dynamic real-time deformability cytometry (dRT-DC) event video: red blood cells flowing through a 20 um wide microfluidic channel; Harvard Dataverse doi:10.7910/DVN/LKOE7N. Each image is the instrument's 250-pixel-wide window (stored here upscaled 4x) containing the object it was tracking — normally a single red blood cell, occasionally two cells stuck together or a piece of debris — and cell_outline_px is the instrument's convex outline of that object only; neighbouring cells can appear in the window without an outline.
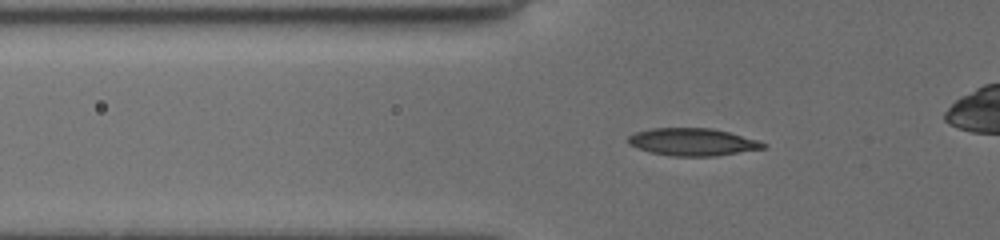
{"species": "common noctule bat (a hibernating species)", "species_latin": "Nyctalus noctula", "temperature_condition": "cold", "stored_images_in_passage": 83, "camera_frame_rate_fps": 3000, "um_per_image_px": 0.085, "animal": {"sex": "female", "body_mass_g": 19.5, "forearm_length_mm": 54.1}, "frame": {"image": 1, "passage_image": 2, "time_ms": 0.333, "image_size_px": [1000, 240], "cell_outline_px": [[764, 148], [712, 156], [668, 156], [652, 152], [628, 144], [628, 136], [636, 132], [652, 128], [712, 128], [728, 132], [756, 140], [764, 144]], "centroid_in_image_um": [58.81, 12.06], "position_along_channel_um": 67.0, "area_um2": 21.15}}
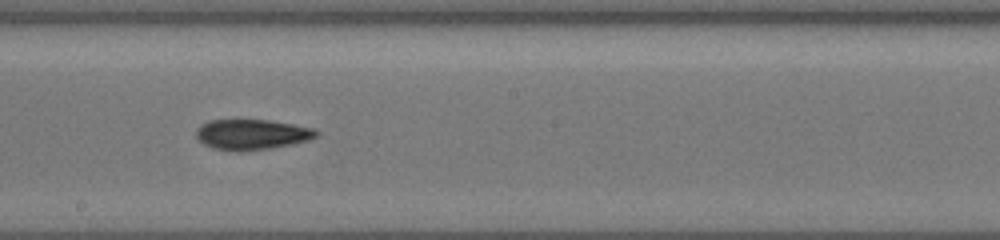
{"frame": {"image": 2, "passage_image": 34, "time_ms": 4.667, "image_size_px": [1000, 240], "cell_outline_px": [[320, 132], [316, 136], [308, 140], [292, 144], [268, 148], [240, 152], [236, 152], [212, 148], [204, 144], [196, 136], [196, 128], [200, 124], [212, 120], [268, 120], [316, 128]], "centroid_in_image_um": [21.4, 11.43], "position_along_channel_um": 226.8, "area_um2": 21.33}}
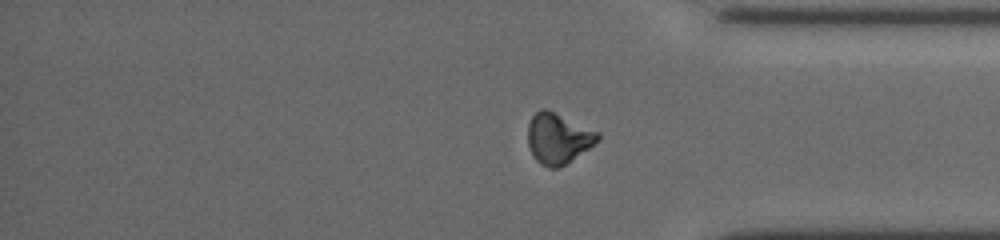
{"frame": {"image": 3, "passage_image": 59, "time_ms": 9.0, "image_size_px": [1000, 240], "cell_outline_px": [[600, 136], [588, 148], [564, 164], [556, 168], [548, 168], [540, 164], [532, 156], [528, 144], [528, 124], [532, 116], [540, 108], [544, 108], [600, 132]], "centroid_in_image_um": [47.39, 11.76], "position_along_channel_um": 387.8, "area_um2": 20.23}, "authors_computed_cell_mechanics": {"area_um2": 21.0392, "velocity_mm_per_s": 3.8333, "shape_relaxation_time_tau1_ms": null, "shape_relaxation_time_tau2_ms": 2.8236, "deformation_change_tau1": null, "deformation_change_tau2": 0.0735}}